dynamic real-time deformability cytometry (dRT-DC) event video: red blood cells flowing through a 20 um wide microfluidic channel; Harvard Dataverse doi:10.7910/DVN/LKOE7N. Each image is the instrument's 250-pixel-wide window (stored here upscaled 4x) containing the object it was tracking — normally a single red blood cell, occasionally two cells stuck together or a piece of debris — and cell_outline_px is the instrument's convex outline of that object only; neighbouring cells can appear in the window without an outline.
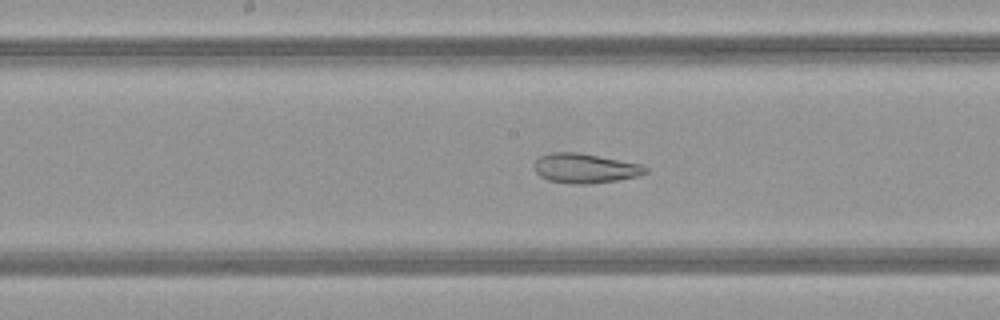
{"species": "common noctule bat (a hibernating species)", "species_latin": "Nyctalus noctula", "temperature_condition": "warm", "stored_images_in_passage": 36, "camera_frame_rate_fps": 3000, "um_per_image_px": 0.085, "animal": {"sex": "female", "body_mass_g": 21.9}, "frame": {"image": 1, "passage_image": 12, "time_ms": 3.667, "image_size_px": [1000, 320], "cell_outline_px": [[648, 172], [640, 176], [616, 180], [588, 184], [576, 184], [548, 180], [540, 176], [532, 168], [536, 160], [540, 156], [552, 152], [580, 152], [640, 164], [648, 168]], "centroid_in_image_um": [49.72, 14.3], "position_along_channel_um": 198.5, "area_um2": 19.25}}
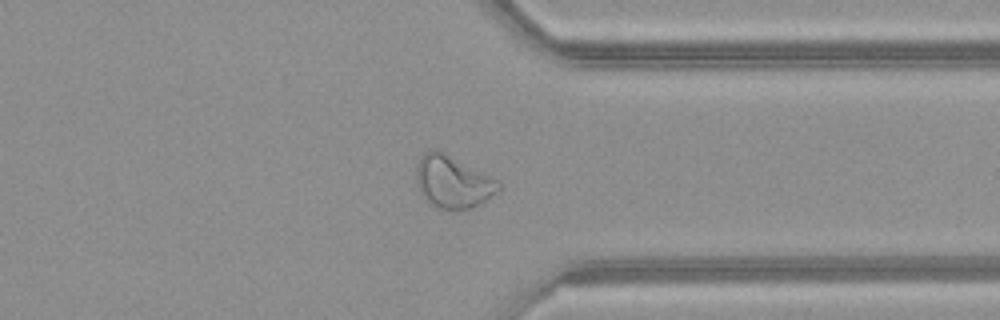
{"frame": {"image": 2, "passage_image": 25, "time_ms": 8.0, "image_size_px": [1000, 320], "cell_outline_px": [[500, 188], [496, 192], [480, 204], [472, 208], [456, 212], [440, 208], [428, 204], [420, 192], [416, 184], [416, 164], [420, 156], [428, 148], [440, 148], [500, 180]], "centroid_in_image_um": [38.47, 15.42], "position_along_channel_um": 372.9, "area_um2": 26.24}}
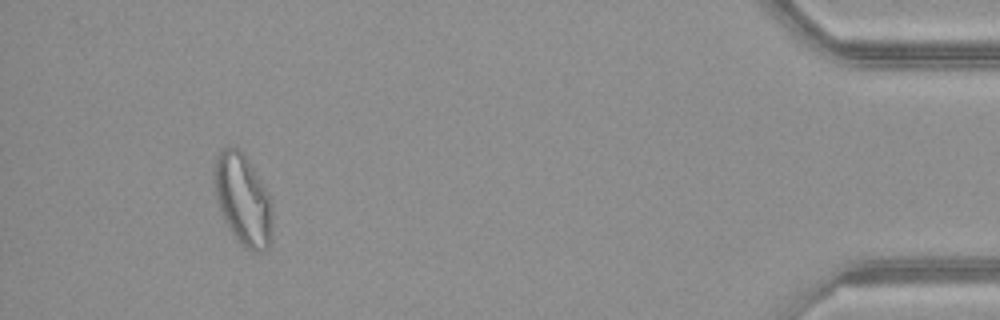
{"frame": {"image": 3, "passage_image": 33, "time_ms": 10.667, "image_size_px": [1000, 320], "cell_outline_px": [[272, 240], [268, 248], [264, 252], [252, 252], [244, 248], [236, 240], [228, 228], [224, 220], [216, 196], [212, 180], [216, 156], [224, 148], [240, 148], [244, 152], [268, 192], [272, 200]], "centroid_in_image_um": [20.67, 17.01], "position_along_channel_um": 414.5, "area_um2": 31.56}, "authors_computed_cell_mechanics": {"area_um2": 22.3975, "velocity_mm_per_s": 4.0985, "shape_relaxation_time_tau1_ms": null, "shape_relaxation_time_tau2_ms": 2.3046, "deformation_change_tau1": null, "deformation_change_tau2": 0.0951}}